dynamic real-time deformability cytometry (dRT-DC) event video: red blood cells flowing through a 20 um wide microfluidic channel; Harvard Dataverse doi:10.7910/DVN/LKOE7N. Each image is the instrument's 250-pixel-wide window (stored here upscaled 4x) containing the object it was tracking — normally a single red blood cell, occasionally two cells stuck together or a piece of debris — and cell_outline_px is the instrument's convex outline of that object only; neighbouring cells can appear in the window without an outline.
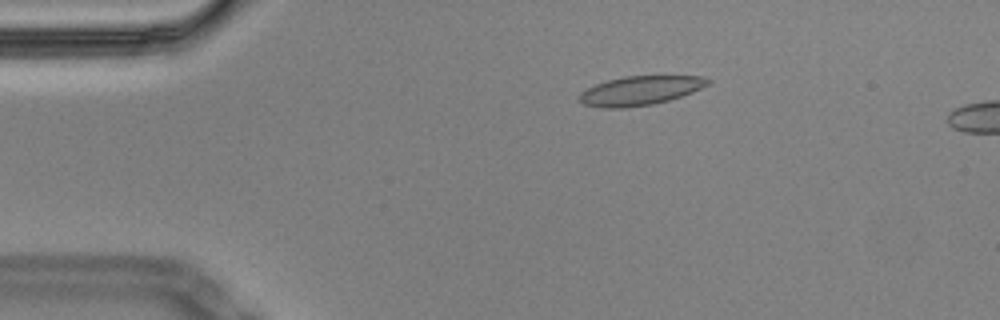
{"species": "Egyptian fruit bat (a non-hibernating species)", "species_latin": "Rousettus aegyptiacus", "temperature_condition": "cold", "stored_images_in_passage": 15, "camera_frame_rate_fps": 3000, "um_per_image_px": 0.085, "animal": {"sex": "male"}, "frame": {"image": 1, "passage_image": 11, "time_ms": 3.333, "image_size_px": [1000, 320], "cell_outline_px": [[712, 80], [708, 84], [692, 92], [668, 100], [652, 104], [624, 108], [600, 108], [584, 104], [576, 100], [580, 92], [596, 84], [608, 80], [624, 76], [700, 76]], "centroid_in_image_um": [54.35, 7.71], "position_along_channel_um": 30.6, "area_um2": 21.73}}